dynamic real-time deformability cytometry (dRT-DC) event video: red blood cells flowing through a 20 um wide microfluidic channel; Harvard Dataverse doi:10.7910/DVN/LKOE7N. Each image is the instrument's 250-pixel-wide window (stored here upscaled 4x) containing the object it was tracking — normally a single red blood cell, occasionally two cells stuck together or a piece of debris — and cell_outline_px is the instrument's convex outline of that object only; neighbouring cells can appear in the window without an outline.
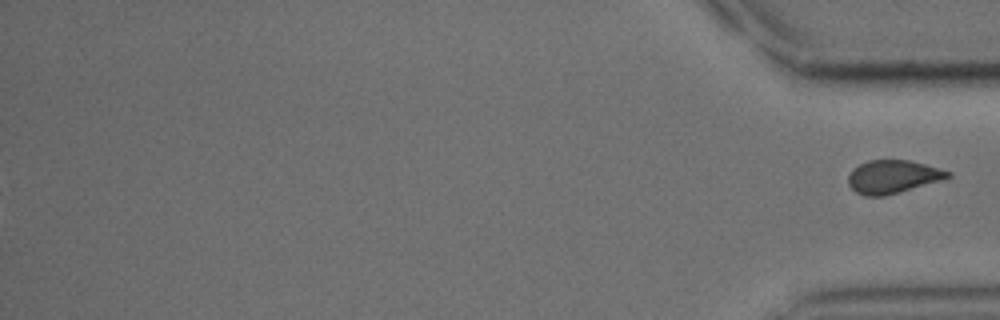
{"species": "common noctule bat (a hibernating species)", "species_latin": "Nyctalus noctula", "temperature_condition": "cold", "stored_images_in_passage": 46, "segment_of_instrument_passage": [2, 2], "camera_frame_rate_fps": 3000, "um_per_image_px": 0.085, "animal": {"sex": "male", "body_mass_g": 15.6}, "frame": {"image": 1, "passage_image": 46, "time_ms": 15.0, "image_size_px": [1000, 320], "cell_outline_px": [[952, 176], [940, 180], [884, 196], [864, 196], [856, 192], [848, 184], [848, 176], [852, 168], [868, 160], [912, 160], [952, 172]], "centroid_in_image_um": [75.86, 15.01], "position_along_channel_um": 359.3, "area_um2": 19.13}}